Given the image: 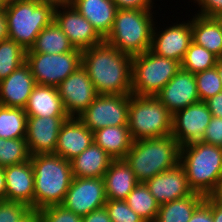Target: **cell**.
<instances>
[{
  "label": "cell",
  "mask_w": 222,
  "mask_h": 222,
  "mask_svg": "<svg viewBox=\"0 0 222 222\" xmlns=\"http://www.w3.org/2000/svg\"><path fill=\"white\" fill-rule=\"evenodd\" d=\"M132 59L105 41L82 51V67L98 95L132 94Z\"/></svg>",
  "instance_id": "cell-1"
},
{
  "label": "cell",
  "mask_w": 222,
  "mask_h": 222,
  "mask_svg": "<svg viewBox=\"0 0 222 222\" xmlns=\"http://www.w3.org/2000/svg\"><path fill=\"white\" fill-rule=\"evenodd\" d=\"M180 164L189 187L204 196L219 195L222 190V148L205 142L181 147Z\"/></svg>",
  "instance_id": "cell-2"
},
{
  "label": "cell",
  "mask_w": 222,
  "mask_h": 222,
  "mask_svg": "<svg viewBox=\"0 0 222 222\" xmlns=\"http://www.w3.org/2000/svg\"><path fill=\"white\" fill-rule=\"evenodd\" d=\"M34 171V210L62 204L73 179L71 163L54 153L30 157Z\"/></svg>",
  "instance_id": "cell-3"
},
{
  "label": "cell",
  "mask_w": 222,
  "mask_h": 222,
  "mask_svg": "<svg viewBox=\"0 0 222 222\" xmlns=\"http://www.w3.org/2000/svg\"><path fill=\"white\" fill-rule=\"evenodd\" d=\"M181 146L172 136L135 140L124 160L138 182L145 183L155 175L180 163Z\"/></svg>",
  "instance_id": "cell-4"
},
{
  "label": "cell",
  "mask_w": 222,
  "mask_h": 222,
  "mask_svg": "<svg viewBox=\"0 0 222 222\" xmlns=\"http://www.w3.org/2000/svg\"><path fill=\"white\" fill-rule=\"evenodd\" d=\"M153 11V12H152ZM154 10L118 9L105 42L130 56L151 49Z\"/></svg>",
  "instance_id": "cell-5"
},
{
  "label": "cell",
  "mask_w": 222,
  "mask_h": 222,
  "mask_svg": "<svg viewBox=\"0 0 222 222\" xmlns=\"http://www.w3.org/2000/svg\"><path fill=\"white\" fill-rule=\"evenodd\" d=\"M52 5L41 0H15L3 10L7 21L8 38L26 51L35 43L39 33L54 20Z\"/></svg>",
  "instance_id": "cell-6"
},
{
  "label": "cell",
  "mask_w": 222,
  "mask_h": 222,
  "mask_svg": "<svg viewBox=\"0 0 222 222\" xmlns=\"http://www.w3.org/2000/svg\"><path fill=\"white\" fill-rule=\"evenodd\" d=\"M172 118L156 96L130 95L128 128L133 141L171 135Z\"/></svg>",
  "instance_id": "cell-7"
},
{
  "label": "cell",
  "mask_w": 222,
  "mask_h": 222,
  "mask_svg": "<svg viewBox=\"0 0 222 222\" xmlns=\"http://www.w3.org/2000/svg\"><path fill=\"white\" fill-rule=\"evenodd\" d=\"M178 61L156 55L151 50L133 56L132 94L155 96L180 70Z\"/></svg>",
  "instance_id": "cell-8"
},
{
  "label": "cell",
  "mask_w": 222,
  "mask_h": 222,
  "mask_svg": "<svg viewBox=\"0 0 222 222\" xmlns=\"http://www.w3.org/2000/svg\"><path fill=\"white\" fill-rule=\"evenodd\" d=\"M25 63L29 66L36 84L57 87L82 66V51L75 48L60 54L26 52Z\"/></svg>",
  "instance_id": "cell-9"
},
{
  "label": "cell",
  "mask_w": 222,
  "mask_h": 222,
  "mask_svg": "<svg viewBox=\"0 0 222 222\" xmlns=\"http://www.w3.org/2000/svg\"><path fill=\"white\" fill-rule=\"evenodd\" d=\"M130 95H98L78 118L92 132L108 126H128Z\"/></svg>",
  "instance_id": "cell-10"
},
{
  "label": "cell",
  "mask_w": 222,
  "mask_h": 222,
  "mask_svg": "<svg viewBox=\"0 0 222 222\" xmlns=\"http://www.w3.org/2000/svg\"><path fill=\"white\" fill-rule=\"evenodd\" d=\"M106 201L103 177H73L62 205L75 214L84 216L94 210L103 208Z\"/></svg>",
  "instance_id": "cell-11"
},
{
  "label": "cell",
  "mask_w": 222,
  "mask_h": 222,
  "mask_svg": "<svg viewBox=\"0 0 222 222\" xmlns=\"http://www.w3.org/2000/svg\"><path fill=\"white\" fill-rule=\"evenodd\" d=\"M172 22L169 26L160 29L158 22L154 24L152 32L151 51L161 57H166L178 61L180 64L184 58L185 52L192 42L191 19L178 23ZM165 27V28H164ZM159 28V29H157Z\"/></svg>",
  "instance_id": "cell-12"
},
{
  "label": "cell",
  "mask_w": 222,
  "mask_h": 222,
  "mask_svg": "<svg viewBox=\"0 0 222 222\" xmlns=\"http://www.w3.org/2000/svg\"><path fill=\"white\" fill-rule=\"evenodd\" d=\"M64 110L69 117H78L98 96L87 71L80 66L58 86Z\"/></svg>",
  "instance_id": "cell-13"
},
{
  "label": "cell",
  "mask_w": 222,
  "mask_h": 222,
  "mask_svg": "<svg viewBox=\"0 0 222 222\" xmlns=\"http://www.w3.org/2000/svg\"><path fill=\"white\" fill-rule=\"evenodd\" d=\"M211 118L205 102L191 104L173 115L171 135L181 147L200 142Z\"/></svg>",
  "instance_id": "cell-14"
},
{
  "label": "cell",
  "mask_w": 222,
  "mask_h": 222,
  "mask_svg": "<svg viewBox=\"0 0 222 222\" xmlns=\"http://www.w3.org/2000/svg\"><path fill=\"white\" fill-rule=\"evenodd\" d=\"M54 21L76 49L83 51L104 41L92 24L72 5L56 7Z\"/></svg>",
  "instance_id": "cell-15"
},
{
  "label": "cell",
  "mask_w": 222,
  "mask_h": 222,
  "mask_svg": "<svg viewBox=\"0 0 222 222\" xmlns=\"http://www.w3.org/2000/svg\"><path fill=\"white\" fill-rule=\"evenodd\" d=\"M69 116H28L25 139L30 155L55 153L59 130Z\"/></svg>",
  "instance_id": "cell-16"
},
{
  "label": "cell",
  "mask_w": 222,
  "mask_h": 222,
  "mask_svg": "<svg viewBox=\"0 0 222 222\" xmlns=\"http://www.w3.org/2000/svg\"><path fill=\"white\" fill-rule=\"evenodd\" d=\"M155 96L172 115L191 104L199 102L195 74L180 68Z\"/></svg>",
  "instance_id": "cell-17"
},
{
  "label": "cell",
  "mask_w": 222,
  "mask_h": 222,
  "mask_svg": "<svg viewBox=\"0 0 222 222\" xmlns=\"http://www.w3.org/2000/svg\"><path fill=\"white\" fill-rule=\"evenodd\" d=\"M150 193L159 205L190 196L194 191L189 187L184 167L179 163L147 180Z\"/></svg>",
  "instance_id": "cell-18"
},
{
  "label": "cell",
  "mask_w": 222,
  "mask_h": 222,
  "mask_svg": "<svg viewBox=\"0 0 222 222\" xmlns=\"http://www.w3.org/2000/svg\"><path fill=\"white\" fill-rule=\"evenodd\" d=\"M93 142V132L78 117H68L59 130L54 154L70 161Z\"/></svg>",
  "instance_id": "cell-19"
},
{
  "label": "cell",
  "mask_w": 222,
  "mask_h": 222,
  "mask_svg": "<svg viewBox=\"0 0 222 222\" xmlns=\"http://www.w3.org/2000/svg\"><path fill=\"white\" fill-rule=\"evenodd\" d=\"M5 200L20 202L34 209V171L31 161L4 167Z\"/></svg>",
  "instance_id": "cell-20"
},
{
  "label": "cell",
  "mask_w": 222,
  "mask_h": 222,
  "mask_svg": "<svg viewBox=\"0 0 222 222\" xmlns=\"http://www.w3.org/2000/svg\"><path fill=\"white\" fill-rule=\"evenodd\" d=\"M35 85L32 72L24 63L0 81V105L24 109Z\"/></svg>",
  "instance_id": "cell-21"
},
{
  "label": "cell",
  "mask_w": 222,
  "mask_h": 222,
  "mask_svg": "<svg viewBox=\"0 0 222 222\" xmlns=\"http://www.w3.org/2000/svg\"><path fill=\"white\" fill-rule=\"evenodd\" d=\"M72 6L92 24L103 39L108 36L118 10L112 0H74Z\"/></svg>",
  "instance_id": "cell-22"
},
{
  "label": "cell",
  "mask_w": 222,
  "mask_h": 222,
  "mask_svg": "<svg viewBox=\"0 0 222 222\" xmlns=\"http://www.w3.org/2000/svg\"><path fill=\"white\" fill-rule=\"evenodd\" d=\"M103 179L107 200H126L139 183L124 159L113 160Z\"/></svg>",
  "instance_id": "cell-23"
},
{
  "label": "cell",
  "mask_w": 222,
  "mask_h": 222,
  "mask_svg": "<svg viewBox=\"0 0 222 222\" xmlns=\"http://www.w3.org/2000/svg\"><path fill=\"white\" fill-rule=\"evenodd\" d=\"M114 159L94 142L70 160L72 175L77 178L103 177Z\"/></svg>",
  "instance_id": "cell-24"
},
{
  "label": "cell",
  "mask_w": 222,
  "mask_h": 222,
  "mask_svg": "<svg viewBox=\"0 0 222 222\" xmlns=\"http://www.w3.org/2000/svg\"><path fill=\"white\" fill-rule=\"evenodd\" d=\"M27 116H68L57 87L36 84L24 108Z\"/></svg>",
  "instance_id": "cell-25"
},
{
  "label": "cell",
  "mask_w": 222,
  "mask_h": 222,
  "mask_svg": "<svg viewBox=\"0 0 222 222\" xmlns=\"http://www.w3.org/2000/svg\"><path fill=\"white\" fill-rule=\"evenodd\" d=\"M93 140L114 160L124 159L133 143L128 126H108L96 130Z\"/></svg>",
  "instance_id": "cell-26"
},
{
  "label": "cell",
  "mask_w": 222,
  "mask_h": 222,
  "mask_svg": "<svg viewBox=\"0 0 222 222\" xmlns=\"http://www.w3.org/2000/svg\"><path fill=\"white\" fill-rule=\"evenodd\" d=\"M193 17V18H192ZM192 41L222 57V28L213 17L191 15Z\"/></svg>",
  "instance_id": "cell-27"
},
{
  "label": "cell",
  "mask_w": 222,
  "mask_h": 222,
  "mask_svg": "<svg viewBox=\"0 0 222 222\" xmlns=\"http://www.w3.org/2000/svg\"><path fill=\"white\" fill-rule=\"evenodd\" d=\"M205 196L194 192L159 206L154 222H189L196 208L204 201Z\"/></svg>",
  "instance_id": "cell-28"
},
{
  "label": "cell",
  "mask_w": 222,
  "mask_h": 222,
  "mask_svg": "<svg viewBox=\"0 0 222 222\" xmlns=\"http://www.w3.org/2000/svg\"><path fill=\"white\" fill-rule=\"evenodd\" d=\"M74 49L67 36L53 20L39 33L34 45L26 52L60 54Z\"/></svg>",
  "instance_id": "cell-29"
},
{
  "label": "cell",
  "mask_w": 222,
  "mask_h": 222,
  "mask_svg": "<svg viewBox=\"0 0 222 222\" xmlns=\"http://www.w3.org/2000/svg\"><path fill=\"white\" fill-rule=\"evenodd\" d=\"M125 201L144 222L155 221L160 205L145 183L139 182Z\"/></svg>",
  "instance_id": "cell-30"
},
{
  "label": "cell",
  "mask_w": 222,
  "mask_h": 222,
  "mask_svg": "<svg viewBox=\"0 0 222 222\" xmlns=\"http://www.w3.org/2000/svg\"><path fill=\"white\" fill-rule=\"evenodd\" d=\"M27 114L22 108L0 105V138H25Z\"/></svg>",
  "instance_id": "cell-31"
},
{
  "label": "cell",
  "mask_w": 222,
  "mask_h": 222,
  "mask_svg": "<svg viewBox=\"0 0 222 222\" xmlns=\"http://www.w3.org/2000/svg\"><path fill=\"white\" fill-rule=\"evenodd\" d=\"M26 62V50L14 40L0 41V81Z\"/></svg>",
  "instance_id": "cell-32"
},
{
  "label": "cell",
  "mask_w": 222,
  "mask_h": 222,
  "mask_svg": "<svg viewBox=\"0 0 222 222\" xmlns=\"http://www.w3.org/2000/svg\"><path fill=\"white\" fill-rule=\"evenodd\" d=\"M217 59L212 52L192 41L181 62V69L196 74L215 67Z\"/></svg>",
  "instance_id": "cell-33"
},
{
  "label": "cell",
  "mask_w": 222,
  "mask_h": 222,
  "mask_svg": "<svg viewBox=\"0 0 222 222\" xmlns=\"http://www.w3.org/2000/svg\"><path fill=\"white\" fill-rule=\"evenodd\" d=\"M30 157L25 138H0V167L21 164L30 160Z\"/></svg>",
  "instance_id": "cell-34"
},
{
  "label": "cell",
  "mask_w": 222,
  "mask_h": 222,
  "mask_svg": "<svg viewBox=\"0 0 222 222\" xmlns=\"http://www.w3.org/2000/svg\"><path fill=\"white\" fill-rule=\"evenodd\" d=\"M195 80L200 101L205 102L209 98L222 92V82L216 67L196 73Z\"/></svg>",
  "instance_id": "cell-35"
},
{
  "label": "cell",
  "mask_w": 222,
  "mask_h": 222,
  "mask_svg": "<svg viewBox=\"0 0 222 222\" xmlns=\"http://www.w3.org/2000/svg\"><path fill=\"white\" fill-rule=\"evenodd\" d=\"M104 207L112 222H144L125 200H107Z\"/></svg>",
  "instance_id": "cell-36"
},
{
  "label": "cell",
  "mask_w": 222,
  "mask_h": 222,
  "mask_svg": "<svg viewBox=\"0 0 222 222\" xmlns=\"http://www.w3.org/2000/svg\"><path fill=\"white\" fill-rule=\"evenodd\" d=\"M42 222H82V216L68 210L62 204L39 210Z\"/></svg>",
  "instance_id": "cell-37"
},
{
  "label": "cell",
  "mask_w": 222,
  "mask_h": 222,
  "mask_svg": "<svg viewBox=\"0 0 222 222\" xmlns=\"http://www.w3.org/2000/svg\"><path fill=\"white\" fill-rule=\"evenodd\" d=\"M30 210L23 203L0 200V222H19Z\"/></svg>",
  "instance_id": "cell-38"
},
{
  "label": "cell",
  "mask_w": 222,
  "mask_h": 222,
  "mask_svg": "<svg viewBox=\"0 0 222 222\" xmlns=\"http://www.w3.org/2000/svg\"><path fill=\"white\" fill-rule=\"evenodd\" d=\"M202 142L222 148V118L212 116L205 129Z\"/></svg>",
  "instance_id": "cell-39"
},
{
  "label": "cell",
  "mask_w": 222,
  "mask_h": 222,
  "mask_svg": "<svg viewBox=\"0 0 222 222\" xmlns=\"http://www.w3.org/2000/svg\"><path fill=\"white\" fill-rule=\"evenodd\" d=\"M193 3L198 5L196 14L206 17H214L222 12V0H195Z\"/></svg>",
  "instance_id": "cell-40"
},
{
  "label": "cell",
  "mask_w": 222,
  "mask_h": 222,
  "mask_svg": "<svg viewBox=\"0 0 222 222\" xmlns=\"http://www.w3.org/2000/svg\"><path fill=\"white\" fill-rule=\"evenodd\" d=\"M189 222H214L210 209V195L205 196L204 201L196 208Z\"/></svg>",
  "instance_id": "cell-41"
},
{
  "label": "cell",
  "mask_w": 222,
  "mask_h": 222,
  "mask_svg": "<svg viewBox=\"0 0 222 222\" xmlns=\"http://www.w3.org/2000/svg\"><path fill=\"white\" fill-rule=\"evenodd\" d=\"M118 9H141L153 10L155 9V0H112Z\"/></svg>",
  "instance_id": "cell-42"
},
{
  "label": "cell",
  "mask_w": 222,
  "mask_h": 222,
  "mask_svg": "<svg viewBox=\"0 0 222 222\" xmlns=\"http://www.w3.org/2000/svg\"><path fill=\"white\" fill-rule=\"evenodd\" d=\"M82 222H112L105 207L82 216Z\"/></svg>",
  "instance_id": "cell-43"
},
{
  "label": "cell",
  "mask_w": 222,
  "mask_h": 222,
  "mask_svg": "<svg viewBox=\"0 0 222 222\" xmlns=\"http://www.w3.org/2000/svg\"><path fill=\"white\" fill-rule=\"evenodd\" d=\"M205 103L207 104L212 116L222 118V92L209 98L205 101Z\"/></svg>",
  "instance_id": "cell-44"
},
{
  "label": "cell",
  "mask_w": 222,
  "mask_h": 222,
  "mask_svg": "<svg viewBox=\"0 0 222 222\" xmlns=\"http://www.w3.org/2000/svg\"><path fill=\"white\" fill-rule=\"evenodd\" d=\"M210 209L214 222H222V197L219 195H210Z\"/></svg>",
  "instance_id": "cell-45"
},
{
  "label": "cell",
  "mask_w": 222,
  "mask_h": 222,
  "mask_svg": "<svg viewBox=\"0 0 222 222\" xmlns=\"http://www.w3.org/2000/svg\"><path fill=\"white\" fill-rule=\"evenodd\" d=\"M5 39H8L7 21L4 11L0 10V41Z\"/></svg>",
  "instance_id": "cell-46"
},
{
  "label": "cell",
  "mask_w": 222,
  "mask_h": 222,
  "mask_svg": "<svg viewBox=\"0 0 222 222\" xmlns=\"http://www.w3.org/2000/svg\"><path fill=\"white\" fill-rule=\"evenodd\" d=\"M19 222H42L38 210L31 209Z\"/></svg>",
  "instance_id": "cell-47"
},
{
  "label": "cell",
  "mask_w": 222,
  "mask_h": 222,
  "mask_svg": "<svg viewBox=\"0 0 222 222\" xmlns=\"http://www.w3.org/2000/svg\"><path fill=\"white\" fill-rule=\"evenodd\" d=\"M41 1L49 5H52L54 8L60 6H70L74 2V0H41Z\"/></svg>",
  "instance_id": "cell-48"
},
{
  "label": "cell",
  "mask_w": 222,
  "mask_h": 222,
  "mask_svg": "<svg viewBox=\"0 0 222 222\" xmlns=\"http://www.w3.org/2000/svg\"><path fill=\"white\" fill-rule=\"evenodd\" d=\"M6 181L4 174V167H0V200H5Z\"/></svg>",
  "instance_id": "cell-49"
},
{
  "label": "cell",
  "mask_w": 222,
  "mask_h": 222,
  "mask_svg": "<svg viewBox=\"0 0 222 222\" xmlns=\"http://www.w3.org/2000/svg\"><path fill=\"white\" fill-rule=\"evenodd\" d=\"M216 70L218 72V75L220 77V80L222 82V57L218 58L217 59V62H216Z\"/></svg>",
  "instance_id": "cell-50"
},
{
  "label": "cell",
  "mask_w": 222,
  "mask_h": 222,
  "mask_svg": "<svg viewBox=\"0 0 222 222\" xmlns=\"http://www.w3.org/2000/svg\"><path fill=\"white\" fill-rule=\"evenodd\" d=\"M213 18L218 22V24L222 28V12H219Z\"/></svg>",
  "instance_id": "cell-51"
},
{
  "label": "cell",
  "mask_w": 222,
  "mask_h": 222,
  "mask_svg": "<svg viewBox=\"0 0 222 222\" xmlns=\"http://www.w3.org/2000/svg\"><path fill=\"white\" fill-rule=\"evenodd\" d=\"M7 6V2L5 0H0V10H4Z\"/></svg>",
  "instance_id": "cell-52"
},
{
  "label": "cell",
  "mask_w": 222,
  "mask_h": 222,
  "mask_svg": "<svg viewBox=\"0 0 222 222\" xmlns=\"http://www.w3.org/2000/svg\"><path fill=\"white\" fill-rule=\"evenodd\" d=\"M5 1L8 3V2H11V1H15V0H5Z\"/></svg>",
  "instance_id": "cell-53"
}]
</instances>
